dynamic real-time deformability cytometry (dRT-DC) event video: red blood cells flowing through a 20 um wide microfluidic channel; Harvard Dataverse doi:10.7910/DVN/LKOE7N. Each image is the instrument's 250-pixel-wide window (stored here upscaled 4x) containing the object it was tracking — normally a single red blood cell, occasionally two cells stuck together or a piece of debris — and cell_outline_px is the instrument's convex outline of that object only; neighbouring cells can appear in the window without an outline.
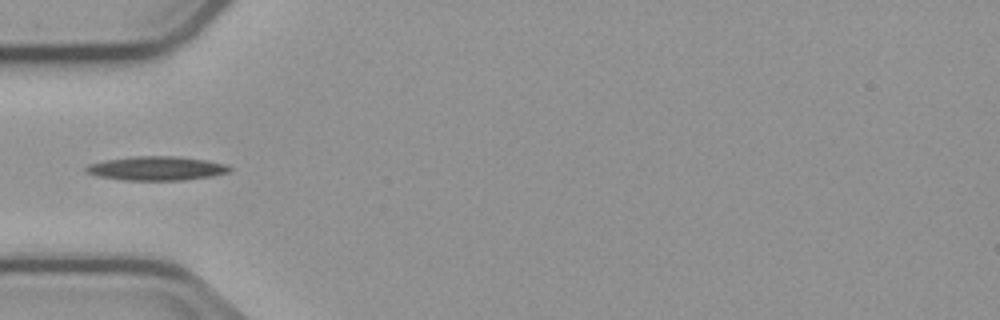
{"species": "common noctule bat (a hibernating species)", "species_latin": "Nyctalus noctula", "temperature_condition": "cold", "stored_images_in_passage": 2, "camera_frame_rate_fps": 3000, "um_per_image_px": 0.085, "animal": {"sex": "male", "body_mass_g": 23.1, "forearm_length_mm": 52.7}, "frame": {"image": 1, "passage_image": 2, "time_ms": 1.0, "image_size_px": [1000, 320], "cell_outline_px": [[232, 172], [212, 176], [184, 180], [124, 180], [96, 176], [84, 172], [84, 168], [88, 164], [108, 160], [132, 156], [176, 156], [208, 160], [228, 164], [232, 168]], "centroid_in_image_um": [13.34, 14.31], "position_along_channel_um": 71.7, "area_um2": 20.35}}